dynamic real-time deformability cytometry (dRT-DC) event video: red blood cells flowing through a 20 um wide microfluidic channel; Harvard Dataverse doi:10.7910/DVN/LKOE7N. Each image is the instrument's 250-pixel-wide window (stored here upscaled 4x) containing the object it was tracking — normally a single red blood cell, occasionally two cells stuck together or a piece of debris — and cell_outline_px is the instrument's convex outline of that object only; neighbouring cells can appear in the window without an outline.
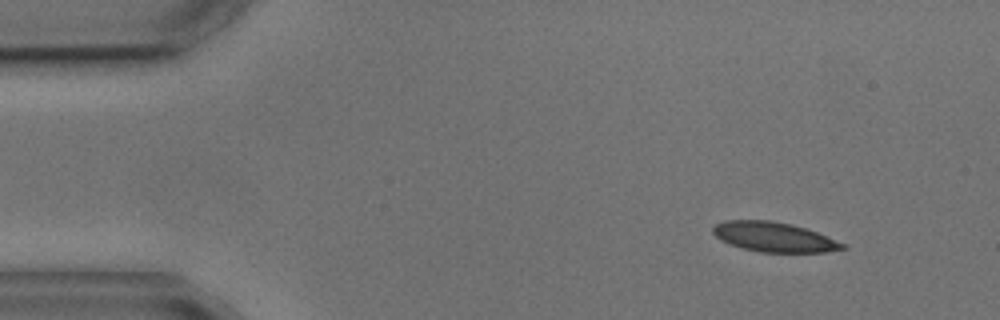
{"species": "common noctule bat (a hibernating species)", "species_latin": "Nyctalus noctula", "temperature_condition": "cold", "stored_images_in_passage": 5, "camera_frame_rate_fps": 3000, "um_per_image_px": 0.085, "animal": {"sex": "male", "body_mass_g": 17.9, "forearm_length_mm": 54.2}, "frame": {"image": 1, "passage_image": 1, "time_ms": 0.0, "image_size_px": [1000, 320], "cell_outline_px": [[848, 248], [828, 252], [760, 252], [744, 248], [720, 240], [712, 232], [712, 228], [716, 224], [724, 220], [768, 220], [792, 224], [816, 232], [844, 244]], "centroid_in_image_um": [65.77, 20.14], "position_along_channel_um": 19.2, "area_um2": 22.2}}
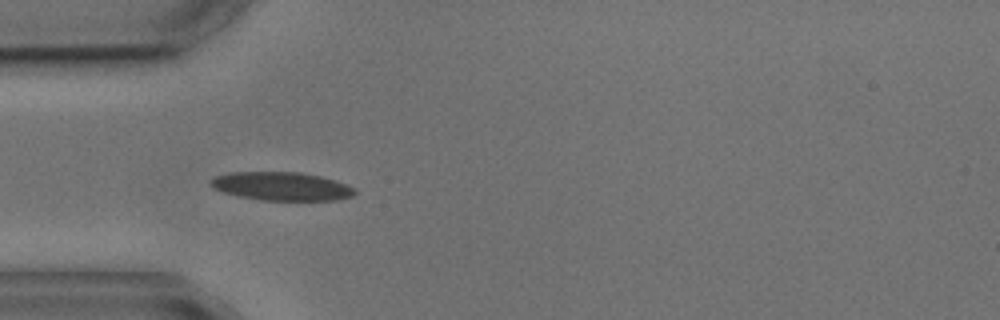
{"frame": {"image": 2, "passage_image": 4, "time_ms": 3.333, "image_size_px": [1000, 320], "cell_outline_px": [[356, 192], [352, 196], [336, 200], [260, 200], [240, 196], [224, 192], [208, 184], [216, 176], [228, 172], [300, 172], [320, 176], [356, 188]], "centroid_in_image_um": [23.93, 15.83], "position_along_channel_um": 61.1, "area_um2": 23.64}}